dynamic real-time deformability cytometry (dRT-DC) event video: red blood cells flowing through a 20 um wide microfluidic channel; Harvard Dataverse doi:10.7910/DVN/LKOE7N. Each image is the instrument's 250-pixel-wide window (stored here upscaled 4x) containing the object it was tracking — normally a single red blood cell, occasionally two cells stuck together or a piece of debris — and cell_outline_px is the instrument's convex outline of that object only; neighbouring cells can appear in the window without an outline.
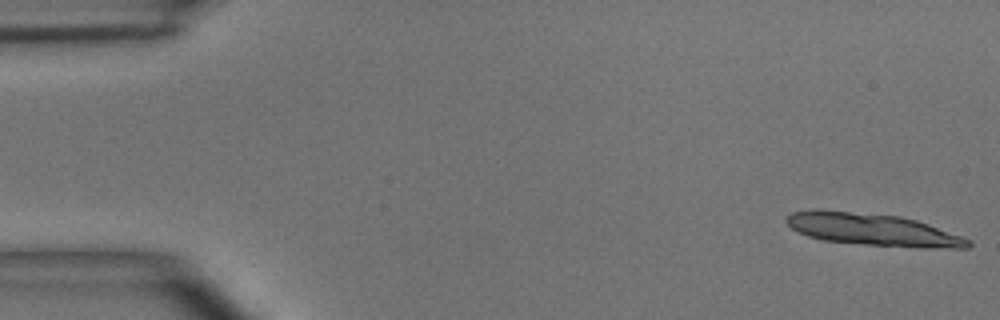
{"species": "common noctule bat (a hibernating species)", "species_latin": "Nyctalus noctula", "temperature_condition": "room temperature", "stored_images_in_passage": 6, "camera_frame_rate_fps": 3000, "um_per_image_px": 0.085, "animal": {"sex": "male", "body_mass_g": 15.6}, "frame": {"image": 1, "passage_image": 1, "time_ms": 0.0, "image_size_px": [1000, 320], "cell_outline_px": [[972, 244], [968, 248], [920, 248], [864, 244], [824, 240], [808, 236], [792, 228], [784, 220], [792, 212], [848, 212], [900, 216], [916, 220], [928, 224], [972, 240]], "centroid_in_image_um": [74.32, 19.56], "position_along_channel_um": 10.7, "area_um2": 33.0}}